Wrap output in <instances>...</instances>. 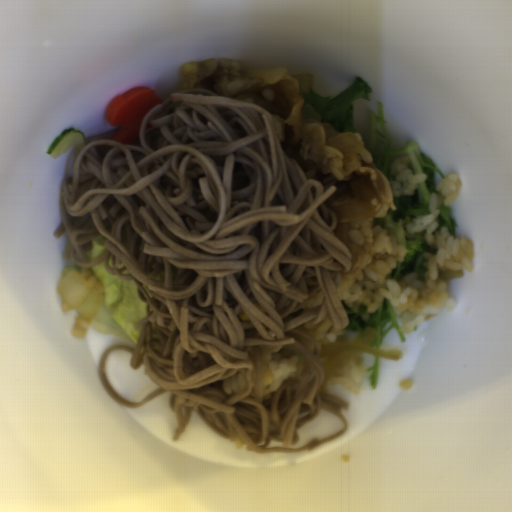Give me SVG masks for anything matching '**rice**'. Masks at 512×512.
Segmentation results:
<instances>
[{
	"label": "rice",
	"mask_w": 512,
	"mask_h": 512,
	"mask_svg": "<svg viewBox=\"0 0 512 512\" xmlns=\"http://www.w3.org/2000/svg\"><path fill=\"white\" fill-rule=\"evenodd\" d=\"M462 187L459 174L449 172L431 193L428 214L414 218L406 224L409 233L424 234L426 243L436 249L424 252L426 259L420 270L407 273L399 282L391 278L392 269L405 260L409 252L396 233L376 223V217L350 223L348 236L364 252L359 273L348 289V297L341 300L342 307L351 313L365 306L367 313L376 312L387 299L394 316L401 318L398 332L408 335L441 309L454 311L456 302L448 294L451 279L472 272L475 260L472 241L453 236L447 227H439V207L451 206Z\"/></svg>",
	"instance_id": "rice-1"
},
{
	"label": "rice",
	"mask_w": 512,
	"mask_h": 512,
	"mask_svg": "<svg viewBox=\"0 0 512 512\" xmlns=\"http://www.w3.org/2000/svg\"><path fill=\"white\" fill-rule=\"evenodd\" d=\"M263 393L262 401H268L289 378L303 376L304 364L300 357L289 349L262 355Z\"/></svg>",
	"instance_id": "rice-2"
},
{
	"label": "rice",
	"mask_w": 512,
	"mask_h": 512,
	"mask_svg": "<svg viewBox=\"0 0 512 512\" xmlns=\"http://www.w3.org/2000/svg\"><path fill=\"white\" fill-rule=\"evenodd\" d=\"M410 156H402L395 160L390 168L393 179L387 180L390 186L391 198L413 196L420 183L427 180L426 173L414 174L409 168Z\"/></svg>",
	"instance_id": "rice-3"
},
{
	"label": "rice",
	"mask_w": 512,
	"mask_h": 512,
	"mask_svg": "<svg viewBox=\"0 0 512 512\" xmlns=\"http://www.w3.org/2000/svg\"><path fill=\"white\" fill-rule=\"evenodd\" d=\"M363 362L362 355L345 360L333 376L325 383H322L321 387L340 385L349 392L359 395L361 392L360 385L367 373Z\"/></svg>",
	"instance_id": "rice-4"
},
{
	"label": "rice",
	"mask_w": 512,
	"mask_h": 512,
	"mask_svg": "<svg viewBox=\"0 0 512 512\" xmlns=\"http://www.w3.org/2000/svg\"><path fill=\"white\" fill-rule=\"evenodd\" d=\"M299 328L317 341L320 350L333 343L350 341L345 328L335 330L332 321L327 318L318 324H303Z\"/></svg>",
	"instance_id": "rice-5"
},
{
	"label": "rice",
	"mask_w": 512,
	"mask_h": 512,
	"mask_svg": "<svg viewBox=\"0 0 512 512\" xmlns=\"http://www.w3.org/2000/svg\"><path fill=\"white\" fill-rule=\"evenodd\" d=\"M247 383L242 373H236L228 379H224L222 389L225 393H237L245 389Z\"/></svg>",
	"instance_id": "rice-6"
},
{
	"label": "rice",
	"mask_w": 512,
	"mask_h": 512,
	"mask_svg": "<svg viewBox=\"0 0 512 512\" xmlns=\"http://www.w3.org/2000/svg\"><path fill=\"white\" fill-rule=\"evenodd\" d=\"M78 274L84 282L98 290L100 295L102 294V292L104 291L103 282L97 280V278L89 269V267H82Z\"/></svg>",
	"instance_id": "rice-7"
},
{
	"label": "rice",
	"mask_w": 512,
	"mask_h": 512,
	"mask_svg": "<svg viewBox=\"0 0 512 512\" xmlns=\"http://www.w3.org/2000/svg\"><path fill=\"white\" fill-rule=\"evenodd\" d=\"M91 321H87L80 314L76 316L74 325L71 329V334L76 338L85 336Z\"/></svg>",
	"instance_id": "rice-8"
},
{
	"label": "rice",
	"mask_w": 512,
	"mask_h": 512,
	"mask_svg": "<svg viewBox=\"0 0 512 512\" xmlns=\"http://www.w3.org/2000/svg\"><path fill=\"white\" fill-rule=\"evenodd\" d=\"M353 135H354V137L357 139V141H358V142L360 143V145H361V152H360V154H359V155H357V156H358L361 160L367 161V162H369V163H371V164H372V162H373V158H372V156L370 155L369 151L366 149L365 144H364V142H363V140H362V138H361L360 134H359V133H355V134H353Z\"/></svg>",
	"instance_id": "rice-9"
}]
</instances>
